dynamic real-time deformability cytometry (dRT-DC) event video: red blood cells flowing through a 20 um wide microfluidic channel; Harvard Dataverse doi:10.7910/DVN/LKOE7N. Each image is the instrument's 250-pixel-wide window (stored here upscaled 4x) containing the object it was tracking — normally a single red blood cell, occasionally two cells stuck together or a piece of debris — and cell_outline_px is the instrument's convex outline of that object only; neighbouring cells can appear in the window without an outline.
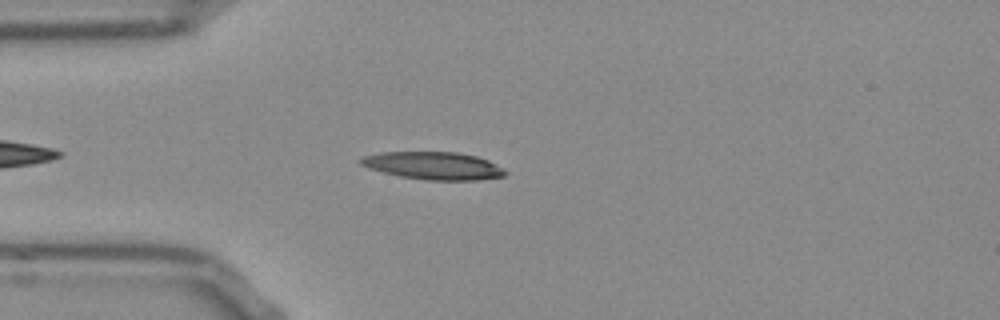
{"species": "Egyptian fruit bat (a non-hibernating species)", "species_latin": "Rousettus aegyptiacus", "temperature_condition": "room temperature", "stored_images_in_passage": 42, "camera_frame_rate_fps": 3000, "um_per_image_px": 0.085, "frame": {"image": 1, "passage_image": 7, "time_ms": 2.0, "image_size_px": [1000, 320], "cell_outline_px": [[508, 172], [504, 176], [476, 180], [424, 180], [400, 176], [384, 172], [360, 164], [356, 160], [360, 156], [380, 152], [456, 152], [476, 156], [488, 160], [504, 168]], "centroid_in_image_um": [36.83, 14.08], "position_along_channel_um": 48.2, "area_um2": 23.35}}
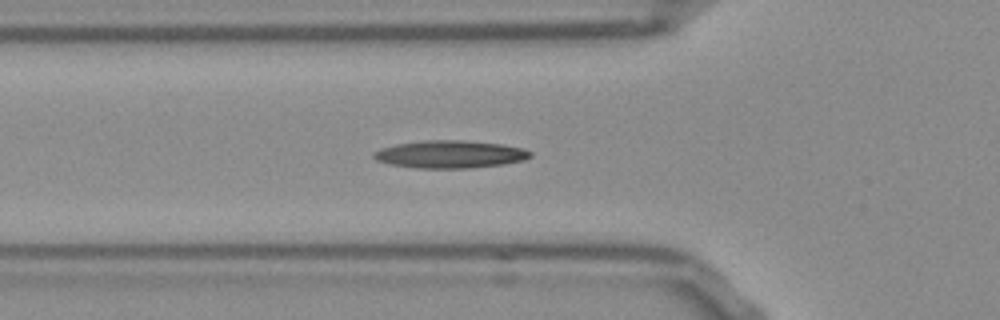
{"frame": {"image": 2, "passage_image": 11, "time_ms": 3.333, "image_size_px": [1000, 320], "cell_outline_px": [[532, 156], [524, 160], [504, 164], [468, 168], [416, 168], [388, 164], [376, 160], [372, 156], [372, 152], [380, 148], [396, 144], [424, 140], [460, 140], [500, 144], [524, 148], [532, 152]], "centroid_in_image_um": [38.22, 13.11], "position_along_channel_um": 87.6, "area_um2": 25.32}}
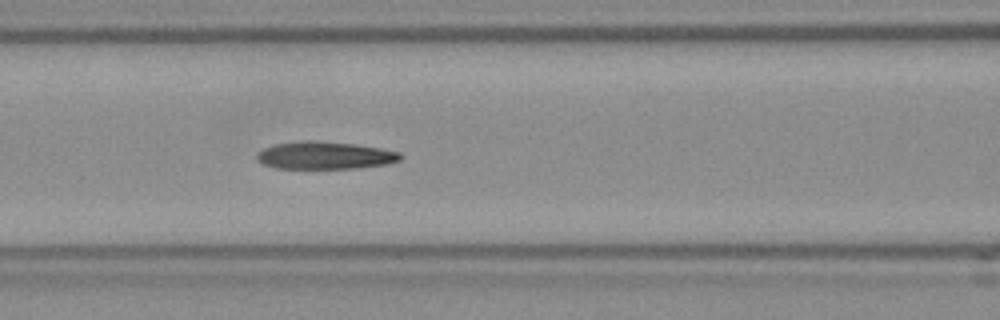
{"frame": {"image": 3, "passage_image": 15, "time_ms": 4.667, "image_size_px": [1000, 320], "cell_outline_px": [[404, 156], [400, 160], [384, 164], [356, 168], [276, 168], [264, 164], [256, 156], [264, 148], [276, 144], [308, 140], [352, 144], [380, 148], [400, 152]], "centroid_in_image_um": [27.65, 13.21], "position_along_channel_um": 138.9, "area_um2": 22.54}, "authors_computed_cell_mechanics": {"area_um2": 22.831, "velocity_mm_per_s": 3.7969, "shape_relaxation_time_tau1_ms": null, "shape_relaxation_time_tau2_ms": 3.6161, "deformation_change_tau1": null, "deformation_change_tau2": 0.1386}}